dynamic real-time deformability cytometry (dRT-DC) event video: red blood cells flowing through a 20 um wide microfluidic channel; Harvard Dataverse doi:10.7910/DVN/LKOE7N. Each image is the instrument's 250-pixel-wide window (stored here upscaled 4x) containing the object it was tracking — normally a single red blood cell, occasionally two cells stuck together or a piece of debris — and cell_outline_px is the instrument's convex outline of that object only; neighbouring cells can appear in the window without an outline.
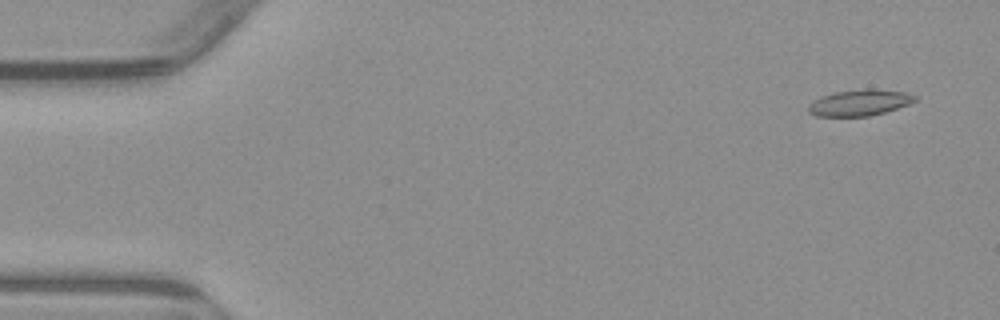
{"species": "common noctule bat (a hibernating species)", "species_latin": "Nyctalus noctula", "temperature_condition": "warm", "stored_images_in_passage": 5, "camera_frame_rate_fps": 3000, "um_per_image_px": 0.085, "animal": {"sex": "male", "body_mass_g": 23.1, "forearm_length_mm": 52.7}, "frame": {"image": 1, "passage_image": 1, "time_ms": 0.0, "image_size_px": [1000, 320], "cell_outline_px": [[916, 100], [908, 104], [884, 112], [868, 116], [816, 116], [808, 112], [808, 104], [820, 96], [832, 92], [868, 88], [872, 88], [904, 92], [916, 96]], "centroid_in_image_um": [73.01, 8.71], "position_along_channel_um": 12.0, "area_um2": 16.24}}
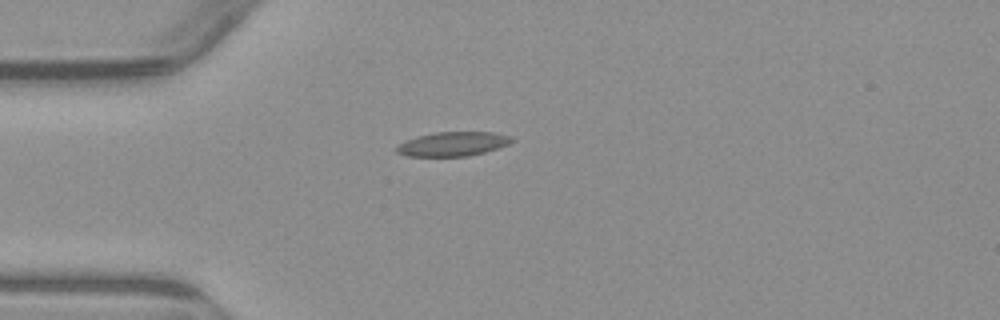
{"frame": {"image": 2, "passage_image": 4, "time_ms": 3.667, "image_size_px": [1000, 320], "cell_outline_px": [[516, 140], [508, 144], [484, 152], [468, 156], [408, 156], [396, 152], [396, 148], [400, 144], [416, 136], [436, 132], [496, 132], [512, 136]], "centroid_in_image_um": [38.54, 12.23], "position_along_channel_um": 46.5, "area_um2": 16.18}}